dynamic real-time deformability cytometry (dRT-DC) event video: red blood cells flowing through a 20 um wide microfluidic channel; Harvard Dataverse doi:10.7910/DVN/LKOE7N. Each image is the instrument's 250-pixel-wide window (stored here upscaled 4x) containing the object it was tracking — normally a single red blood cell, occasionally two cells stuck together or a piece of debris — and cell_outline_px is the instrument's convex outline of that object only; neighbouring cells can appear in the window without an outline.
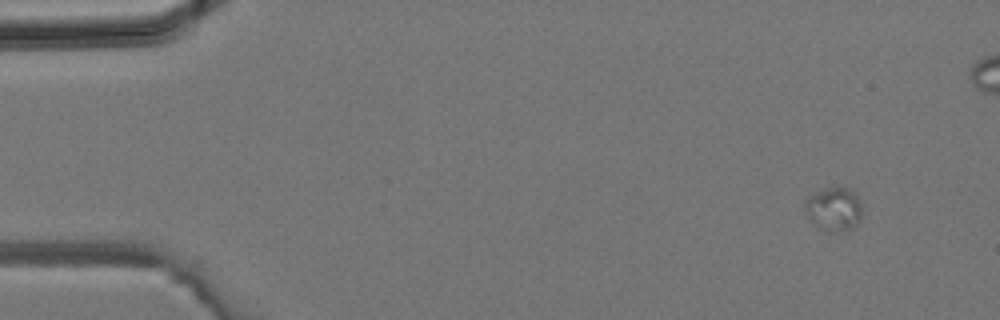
{"species": "common noctule bat (a hibernating species)", "species_latin": "Nyctalus noctula", "temperature_condition": "room temperature", "stored_images_in_passage": 6, "camera_frame_rate_fps": 3000, "um_per_image_px": 0.085, "animal": {"sex": "male", "body_mass_g": 19.2, "forearm_length_mm": 51.8}, "frame": {"image": 1, "passage_image": 1, "time_ms": 0.0, "image_size_px": [1000, 320], "cell_outline_px": [[860, 220], [856, 224], [848, 228], [816, 228], [808, 216], [804, 208], [804, 200], [808, 196], [824, 188], [848, 188], [856, 192], [860, 200]], "centroid_in_image_um": [70.84, 17.69], "position_along_channel_um": 14.2, "area_um2": 13.99}}